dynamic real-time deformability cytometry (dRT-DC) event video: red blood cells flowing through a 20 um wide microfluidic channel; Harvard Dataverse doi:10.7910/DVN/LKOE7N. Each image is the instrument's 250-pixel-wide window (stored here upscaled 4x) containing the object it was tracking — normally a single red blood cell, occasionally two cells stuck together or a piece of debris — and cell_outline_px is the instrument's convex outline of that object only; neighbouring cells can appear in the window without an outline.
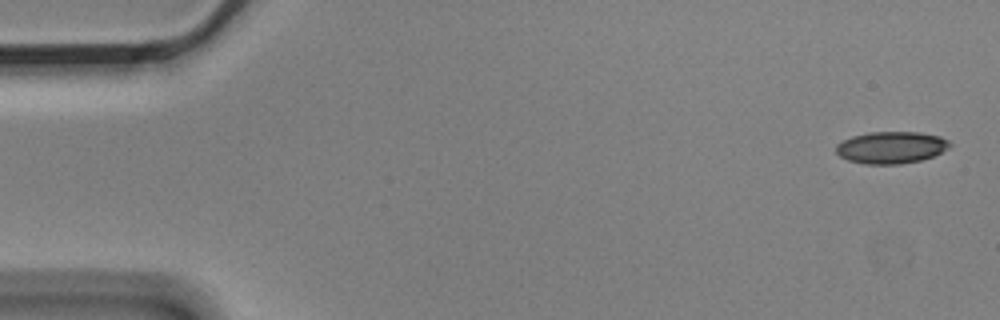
{"species": "Egyptian fruit bat (a non-hibernating species)", "species_latin": "Rousettus aegyptiacus", "temperature_condition": "cold", "stored_images_in_passage": 4, "camera_frame_rate_fps": 3000, "um_per_image_px": 0.085, "animal": {"sex": "male"}, "frame": {"image": 1, "passage_image": 1, "time_ms": 0.0, "image_size_px": [1000, 320], "cell_outline_px": [[952, 144], [948, 148], [932, 156], [920, 160], [900, 164], [864, 164], [848, 160], [840, 156], [836, 152], [836, 144], [852, 136], [868, 132], [920, 132], [940, 136], [948, 140]], "centroid_in_image_um": [75.74, 12.53], "position_along_channel_um": 9.3, "area_um2": 21.15}}